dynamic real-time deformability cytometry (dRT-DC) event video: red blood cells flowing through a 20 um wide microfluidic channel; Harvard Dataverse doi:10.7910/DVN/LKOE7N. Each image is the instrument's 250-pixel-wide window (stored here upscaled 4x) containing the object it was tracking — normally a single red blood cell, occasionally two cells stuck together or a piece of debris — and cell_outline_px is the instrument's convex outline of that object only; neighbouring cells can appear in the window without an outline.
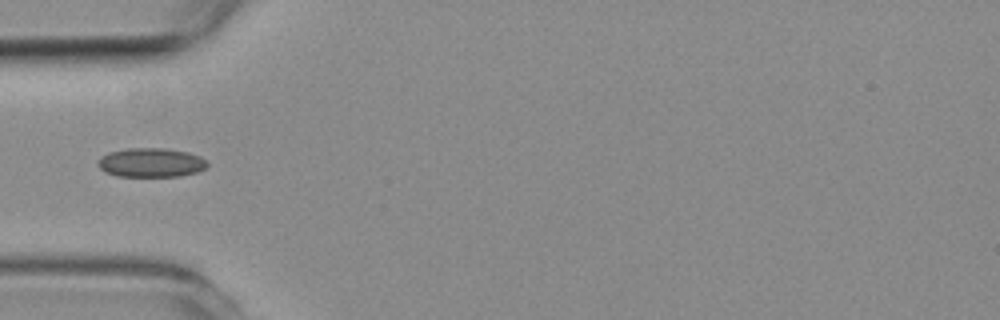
{"species": "common noctule bat (a hibernating species)", "species_latin": "Nyctalus noctula", "temperature_condition": "room temperature", "stored_images_in_passage": 4, "camera_frame_rate_fps": 3000, "um_per_image_px": 0.085, "animal": {"sex": "female", "body_mass_g": 19.3, "forearm_length_mm": 54.1}, "frame": {"image": 1, "passage_image": 4, "time_ms": 4.333, "image_size_px": [1000, 320], "cell_outline_px": [[208, 164], [204, 168], [196, 172], [180, 176], [116, 176], [104, 172], [96, 164], [100, 156], [108, 152], [128, 148], [164, 148], [188, 152], [200, 156]], "centroid_in_image_um": [12.78, 13.81], "position_along_channel_um": 72.2, "area_um2": 18.61}}